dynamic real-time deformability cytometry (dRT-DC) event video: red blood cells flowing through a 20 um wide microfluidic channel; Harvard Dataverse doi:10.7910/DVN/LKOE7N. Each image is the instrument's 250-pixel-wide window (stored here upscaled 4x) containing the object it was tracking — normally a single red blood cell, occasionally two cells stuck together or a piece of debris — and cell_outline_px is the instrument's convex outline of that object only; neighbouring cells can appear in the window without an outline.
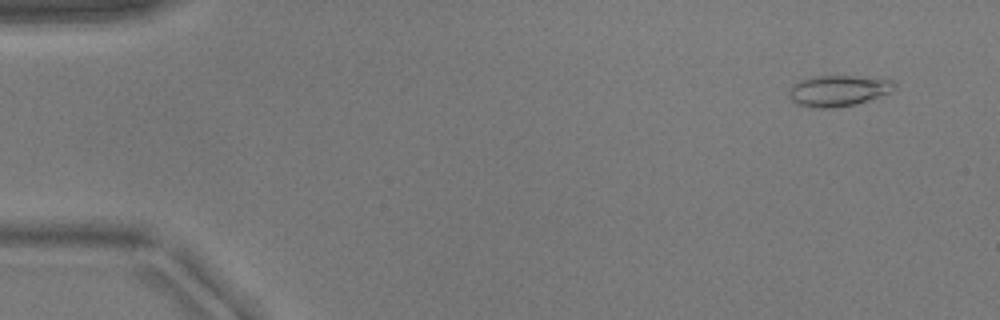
{"species": "common noctule bat (a hibernating species)", "species_latin": "Nyctalus noctula", "temperature_condition": "warm", "stored_images_in_passage": 23, "camera_frame_rate_fps": 3000, "um_per_image_px": 0.085, "animal": {"sex": "male", "body_mass_g": 17.9}, "frame": {"image": 1, "passage_image": 4, "time_ms": 1.0, "image_size_px": [1000, 320], "cell_outline_px": [[896, 88], [892, 92], [868, 100], [852, 104], [832, 108], [812, 108], [796, 104], [788, 96], [788, 92], [792, 84], [800, 80], [812, 76], [852, 76], [892, 80], [896, 84]], "centroid_in_image_um": [71.22, 7.71], "position_along_channel_um": 13.8, "area_um2": 19.07}}